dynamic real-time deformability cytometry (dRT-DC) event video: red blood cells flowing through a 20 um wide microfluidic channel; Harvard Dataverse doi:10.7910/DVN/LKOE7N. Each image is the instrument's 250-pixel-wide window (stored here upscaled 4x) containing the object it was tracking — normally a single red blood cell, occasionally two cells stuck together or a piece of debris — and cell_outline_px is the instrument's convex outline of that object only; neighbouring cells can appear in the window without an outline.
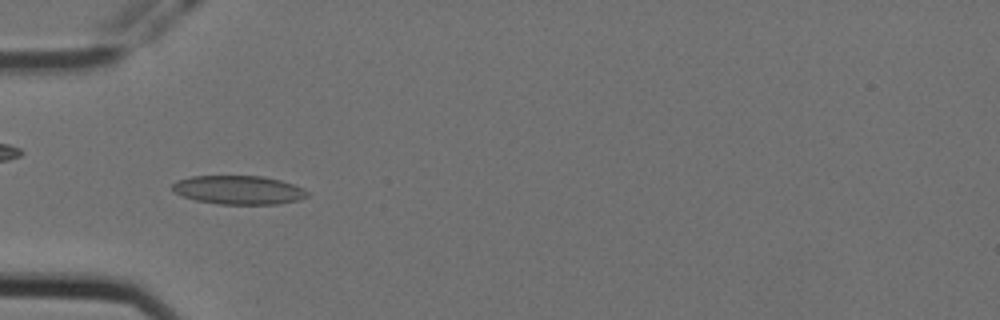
{"species": "Egyptian fruit bat (a non-hibernating species)", "species_latin": "Rousettus aegyptiacus", "temperature_condition": "cold", "stored_images_in_passage": 57, "camera_frame_rate_fps": 3000, "um_per_image_px": 0.085, "animal": {"sex": "female"}, "frame": {"image": 1, "passage_image": 18, "time_ms": 5.667, "image_size_px": [1000, 320], "cell_outline_px": [[308, 196], [300, 200], [276, 204], [220, 204], [196, 200], [184, 196], [176, 192], [172, 188], [172, 184], [176, 180], [192, 176], [264, 176], [280, 180], [304, 188], [308, 192]], "centroid_in_image_um": [20.31, 16.14], "position_along_channel_um": 64.7, "area_um2": 22.54}}
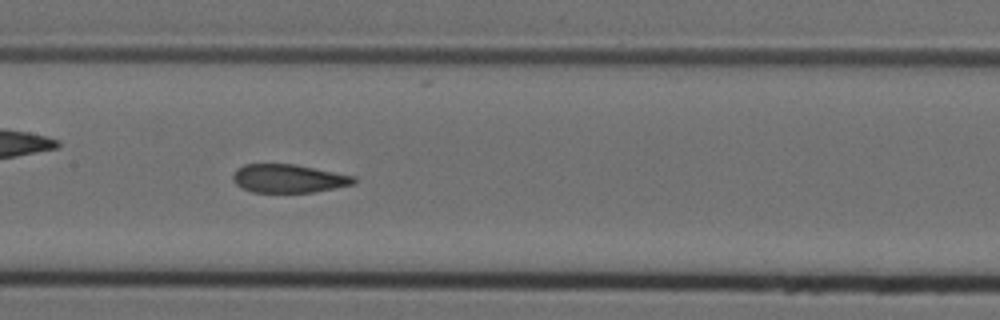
{"frame": {"image": 2, "passage_image": 28, "time_ms": 9.0, "image_size_px": [1000, 320], "cell_outline_px": [[356, 184], [312, 192], [252, 192], [240, 188], [232, 180], [232, 176], [236, 168], [244, 164], [296, 164], [356, 176]], "centroid_in_image_um": [24.51, 15.17], "position_along_channel_um": 182.9, "area_um2": 20.23}}
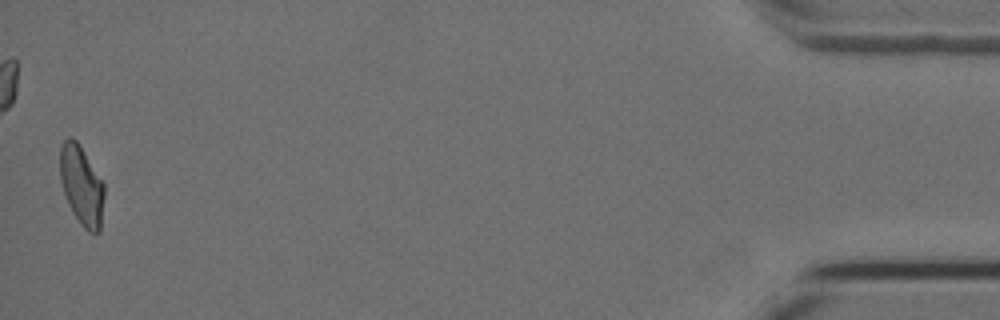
{"frame": {"image": 3, "passage_image": 56, "time_ms": 18.333, "image_size_px": [1000, 320], "cell_outline_px": [[104, 196], [100, 232], [88, 232], [80, 224], [72, 212], [68, 204], [60, 180], [60, 144], [68, 136], [72, 136], [76, 140], [104, 184]], "centroid_in_image_um": [6.92, 15.77], "position_along_channel_um": 428.3, "area_um2": 20.4}, "authors_computed_cell_mechanics": {"area_um2": 21.2704, "velocity_mm_per_s": 3.5703, "shape_relaxation_time_tau1_ms": null, "shape_relaxation_time_tau2_ms": 1.6094, "deformation_change_tau1": null, "deformation_change_tau2": 0.0895}}